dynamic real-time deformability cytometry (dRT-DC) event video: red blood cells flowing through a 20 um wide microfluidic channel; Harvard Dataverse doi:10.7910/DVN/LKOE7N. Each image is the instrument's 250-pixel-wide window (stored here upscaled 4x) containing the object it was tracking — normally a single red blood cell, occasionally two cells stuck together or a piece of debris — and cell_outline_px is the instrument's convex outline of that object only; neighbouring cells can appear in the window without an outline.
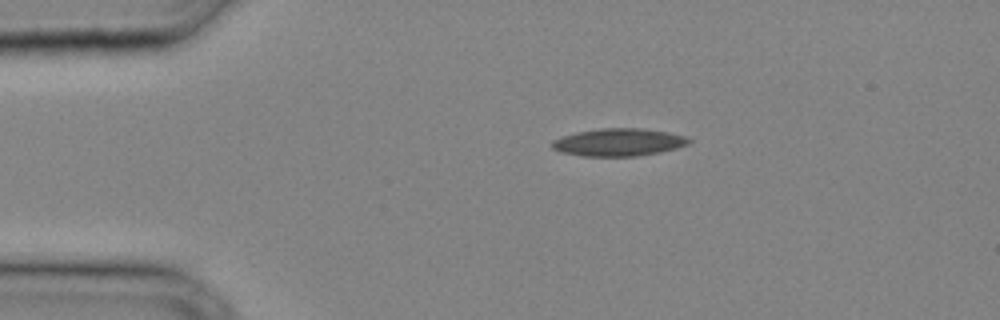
{"species": "common noctule bat (a hibernating species)", "species_latin": "Nyctalus noctula", "temperature_condition": "cold", "stored_images_in_passage": 27, "camera_frame_rate_fps": 3000, "um_per_image_px": 0.085, "animal": {"sex": "male", "body_mass_g": 20.4}, "frame": {"image": 1, "passage_image": 1, "time_ms": 0.0, "image_size_px": [1000, 320], "cell_outline_px": [[692, 140], [688, 144], [676, 148], [660, 152], [636, 156], [580, 156], [560, 152], [552, 148], [552, 140], [560, 136], [576, 132], [600, 128], [640, 128], [668, 132], [688, 136]], "centroid_in_image_um": [52.57, 12.09], "position_along_channel_um": 32.4, "area_um2": 22.2}}
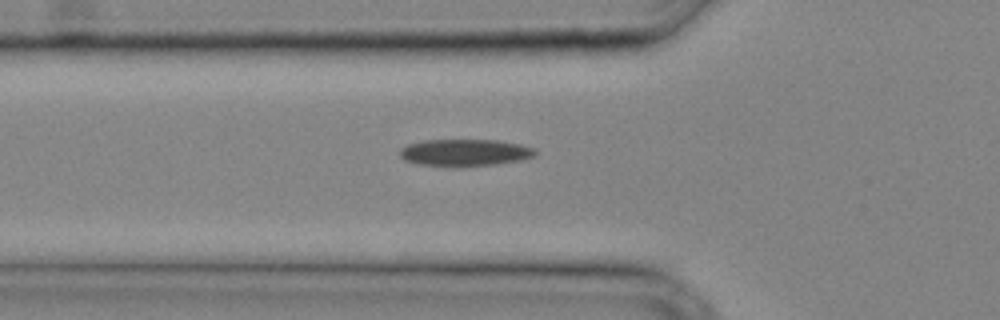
{"frame": {"image": 2, "passage_image": 6, "time_ms": 1.667, "image_size_px": [1000, 320], "cell_outline_px": [[536, 156], [524, 160], [496, 164], [456, 168], [420, 164], [404, 160], [400, 156], [400, 148], [408, 144], [424, 140], [496, 140], [520, 144], [536, 148]], "centroid_in_image_um": [39.54, 12.99], "position_along_channel_um": 86.3, "area_um2": 21.73}}
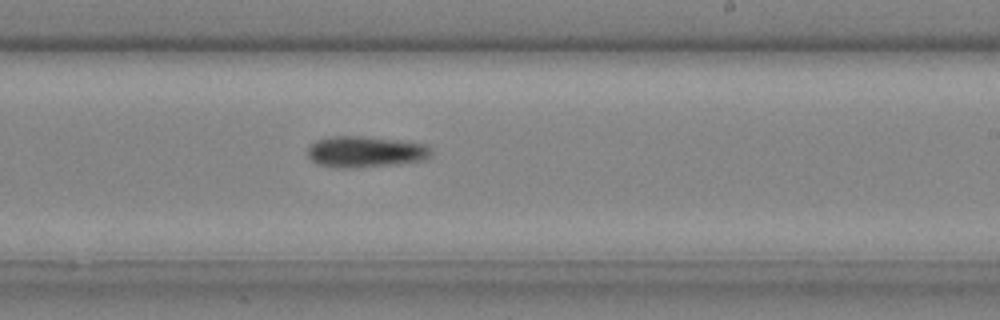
{"frame": {"image": 3, "passage_image": 15, "time_ms": 4.667, "image_size_px": [1000, 320], "cell_outline_px": [[432, 156], [428, 160], [392, 164], [352, 168], [336, 168], [320, 164], [312, 160], [308, 156], [308, 148], [316, 140], [332, 136], [360, 136], [400, 140], [424, 144], [432, 148]], "centroid_in_image_um": [31.1, 12.9], "position_along_channel_um": 257.9, "area_um2": 22.48}}